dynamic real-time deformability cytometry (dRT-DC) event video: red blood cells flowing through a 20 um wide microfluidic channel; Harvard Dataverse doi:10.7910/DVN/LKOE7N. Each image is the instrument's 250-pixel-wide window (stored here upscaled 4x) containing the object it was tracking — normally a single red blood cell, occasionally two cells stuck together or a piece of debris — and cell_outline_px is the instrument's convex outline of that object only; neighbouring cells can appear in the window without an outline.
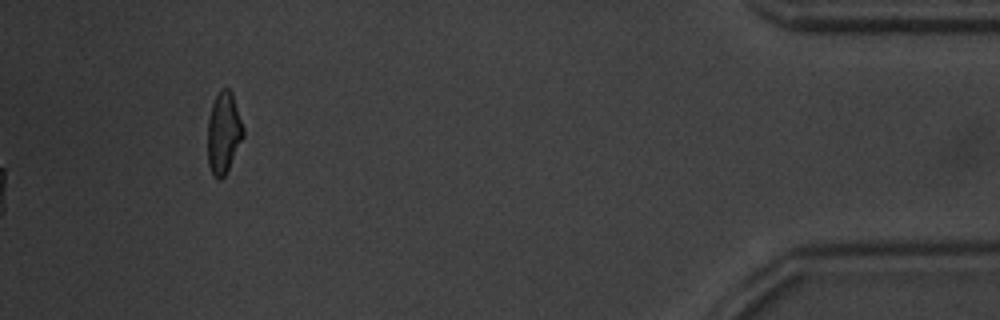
{"species": "common noctule bat (a hibernating species)", "species_latin": "Nyctalus noctula", "temperature_condition": "warm", "stored_images_in_passage": 39, "camera_frame_rate_fps": 3000, "um_per_image_px": 0.085, "animal": {"sex": "male", "body_mass_g": 20.1, "forearm_length_mm": 53.5}, "frame": {"image": 1, "passage_image": 39, "time_ms": 12.667, "image_size_px": [1000, 320], "cell_outline_px": [[244, 136], [224, 176], [220, 180], [216, 180], [208, 164], [208, 120], [212, 104], [220, 88], [228, 88], [232, 92], [244, 128]], "centroid_in_image_um": [19.01, 11.27], "position_along_channel_um": 416.2, "area_um2": 16.82}, "authors_computed_cell_mechanics": {"area_um2": 16.0106, "velocity_mm_per_s": 3.8999, "shape_relaxation_time_tau1_ms": 2.6924, "shape_relaxation_time_tau2_ms": 2.93, "deformation_change_tau1": 0.1689, "deformation_change_tau2": 0.0955}}